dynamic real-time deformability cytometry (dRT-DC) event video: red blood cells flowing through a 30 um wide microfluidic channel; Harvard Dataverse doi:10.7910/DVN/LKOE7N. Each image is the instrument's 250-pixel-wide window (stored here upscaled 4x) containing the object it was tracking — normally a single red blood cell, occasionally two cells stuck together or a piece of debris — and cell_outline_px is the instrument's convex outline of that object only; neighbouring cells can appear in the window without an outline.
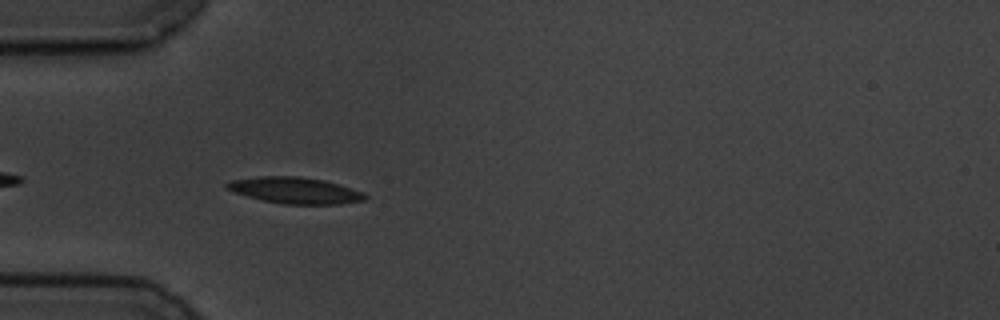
{"species": "common noctule bat (a hibernating species)", "species_latin": "Nyctalus noctula", "temperature_condition": "cold", "stored_images_in_passage": 6, "camera_frame_rate_fps": 3000, "um_per_image_px": 0.085, "animal": {"sex": "male", "body_mass_g": 19.5, "forearm_length_mm": 54.6}, "frame": {"image": 1, "passage_image": 5, "time_ms": 4.667, "image_size_px": [1000, 320], "cell_outline_px": [[368, 200], [340, 204], [284, 204], [264, 200], [248, 196], [224, 188], [224, 184], [232, 180], [260, 176], [300, 176], [324, 180], [364, 192], [368, 196]], "centroid_in_image_um": [25.12, 16.18], "position_along_channel_um": 59.9, "area_um2": 21.15}}
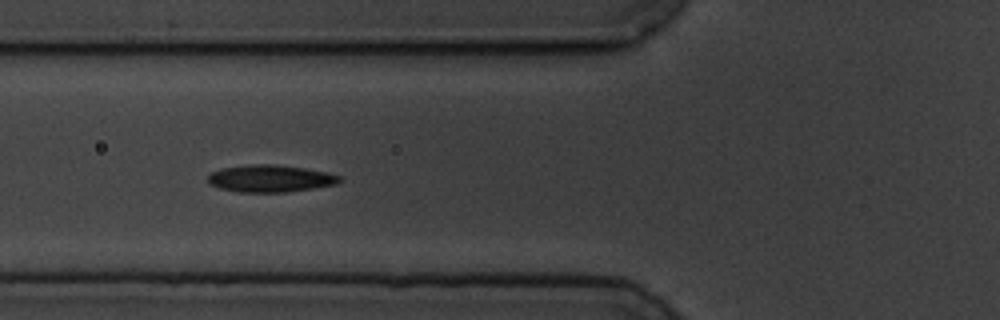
{"frame": {"image": 2, "passage_image": 6, "time_ms": 6.0, "image_size_px": [1000, 320], "cell_outline_px": [[344, 180], [336, 184], [312, 188], [284, 192], [240, 192], [220, 188], [208, 184], [208, 176], [212, 172], [224, 168], [252, 164], [276, 164], [304, 168], [328, 172], [340, 176]], "centroid_in_image_um": [23.0, 15.17], "position_along_channel_um": 102.8, "area_um2": 20.75}}